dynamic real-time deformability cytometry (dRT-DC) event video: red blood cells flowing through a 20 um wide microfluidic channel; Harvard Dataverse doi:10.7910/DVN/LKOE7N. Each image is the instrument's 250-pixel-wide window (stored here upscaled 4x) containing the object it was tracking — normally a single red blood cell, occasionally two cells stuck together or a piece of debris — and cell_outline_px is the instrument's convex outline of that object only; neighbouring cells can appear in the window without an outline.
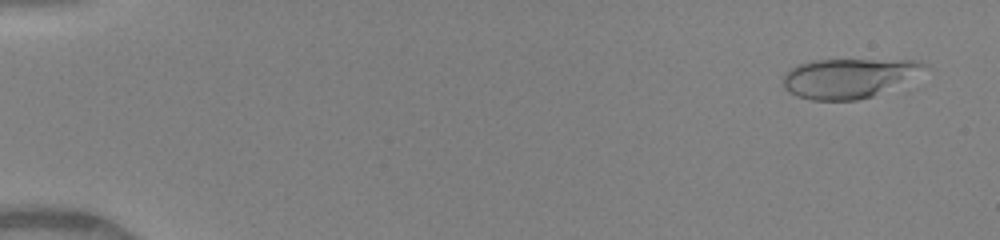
{"species": "human", "species_latin": "Homo sapiens", "temperature_condition": "warm", "stored_images_in_passage": 50, "camera_frame_rate_fps": 3000, "um_per_image_px": 0.085, "donor": {"sex": "female"}, "frame": {"image": 1, "passage_image": 3, "time_ms": 0.667, "image_size_px": [1000, 240], "cell_outline_px": [[928, 68], [872, 96], [856, 100], [812, 100], [796, 96], [788, 92], [784, 88], [784, 72], [800, 64], [812, 60], [920, 60], [928, 64]], "centroid_in_image_um": [72.07, 6.63], "position_along_channel_um": 12.9, "area_um2": 32.02}}
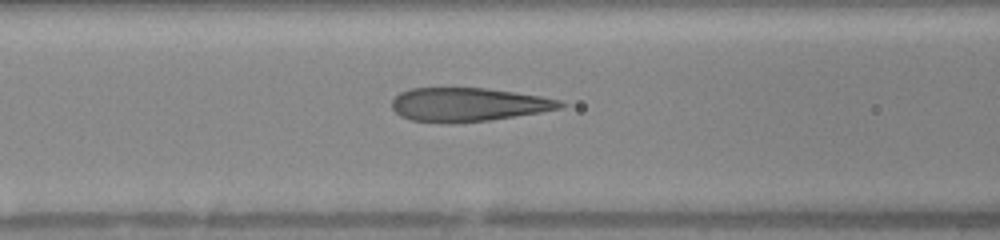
{"frame": {"image": 2, "passage_image": 22, "time_ms": 7.0, "image_size_px": [1000, 240], "cell_outline_px": [[568, 104], [560, 108], [540, 112], [488, 120], [452, 124], [448, 124], [408, 120], [400, 116], [392, 108], [392, 100], [400, 92], [412, 88], [484, 88], [540, 96], [560, 100]], "centroid_in_image_um": [39.75, 8.9], "position_along_channel_um": 126.9, "area_um2": 33.06}}
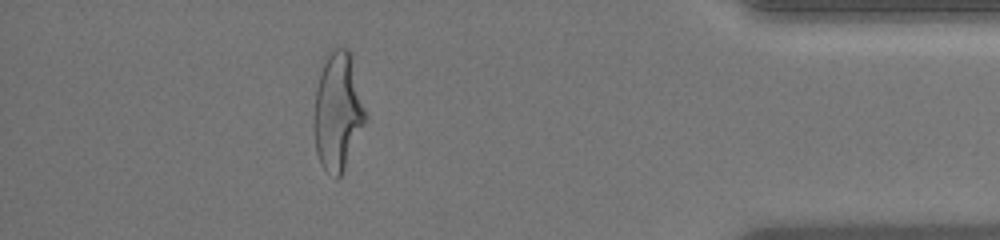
{"frame": {"image": 3, "passage_image": 45, "time_ms": 14.667, "image_size_px": [1000, 240], "cell_outline_px": [[368, 116], [344, 168], [340, 176], [336, 180], [320, 164], [316, 152], [312, 124], [316, 88], [324, 56], [332, 48], [348, 48], [352, 52]], "centroid_in_image_um": [28.71, 9.41], "position_along_channel_um": 406.5, "area_um2": 36.24}, "authors_computed_cell_mechanics": {"area_um2": 33.3795, "velocity_mm_per_s": 4.1211, "shape_relaxation_time_tau1_ms": 5.3001, "shape_relaxation_time_tau2_ms": 0.6746, "deformation_change_tau1": 0.2479, "deformation_change_tau2": 0.0955}}